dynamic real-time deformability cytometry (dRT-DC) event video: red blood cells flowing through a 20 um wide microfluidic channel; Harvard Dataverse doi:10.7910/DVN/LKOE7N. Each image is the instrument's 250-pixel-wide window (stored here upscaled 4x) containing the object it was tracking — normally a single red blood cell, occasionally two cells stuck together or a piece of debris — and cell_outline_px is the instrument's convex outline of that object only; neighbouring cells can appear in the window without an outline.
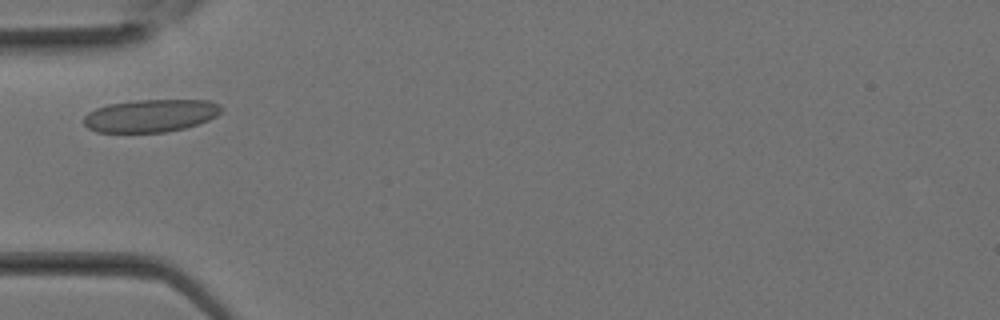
{"species": "Egyptian fruit bat (a non-hibernating species)", "species_latin": "Rousettus aegyptiacus", "temperature_condition": "room temperature", "stored_images_in_passage": 24, "camera_frame_rate_fps": 3000, "um_per_image_px": 0.085, "animal": {"sex": "female"}, "frame": {"image": 1, "passage_image": 4, "time_ms": 1.0, "image_size_px": [1000, 320], "cell_outline_px": [[224, 108], [216, 116], [208, 120], [184, 128], [164, 132], [96, 132], [88, 128], [84, 124], [84, 116], [88, 112], [96, 108], [108, 104], [136, 100], [208, 100], [220, 104]], "centroid_in_image_um": [12.8, 9.82], "position_along_channel_um": 72.2, "area_um2": 26.18}}
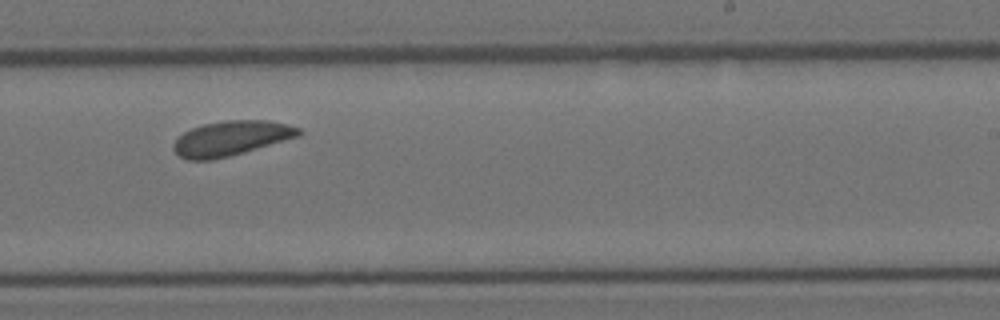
{"frame": {"image": 2, "passage_image": 13, "time_ms": 4.0, "image_size_px": [1000, 320], "cell_outline_px": [[304, 132], [300, 136], [244, 152], [212, 160], [188, 160], [180, 156], [172, 148], [172, 144], [184, 132], [192, 128], [204, 124], [228, 120], [268, 120], [288, 124], [300, 128]], "centroid_in_image_um": [19.67, 11.75], "position_along_channel_um": 269.3, "area_um2": 25.32}}
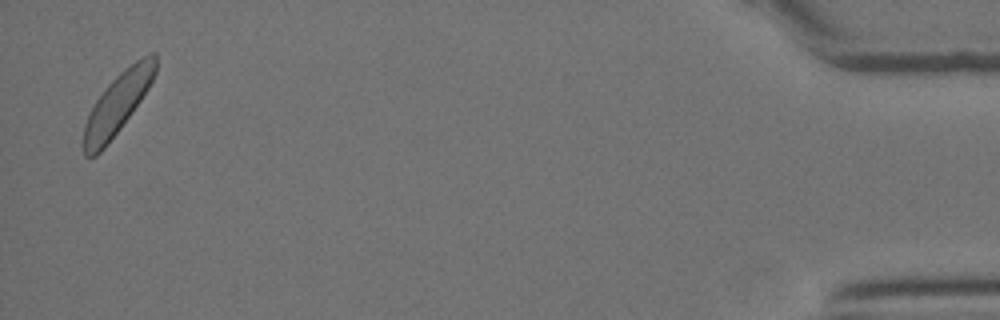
{"frame": {"image": 3, "passage_image": 24, "time_ms": 7.667, "image_size_px": [1000, 320], "cell_outline_px": [[156, 72], [148, 88], [140, 100], [120, 128], [104, 148], [96, 156], [84, 156], [84, 124], [96, 100], [108, 84], [124, 68], [136, 60], [152, 52], [156, 52]], "centroid_in_image_um": [9.99, 8.79], "position_along_channel_um": 425.2, "area_um2": 24.8}}